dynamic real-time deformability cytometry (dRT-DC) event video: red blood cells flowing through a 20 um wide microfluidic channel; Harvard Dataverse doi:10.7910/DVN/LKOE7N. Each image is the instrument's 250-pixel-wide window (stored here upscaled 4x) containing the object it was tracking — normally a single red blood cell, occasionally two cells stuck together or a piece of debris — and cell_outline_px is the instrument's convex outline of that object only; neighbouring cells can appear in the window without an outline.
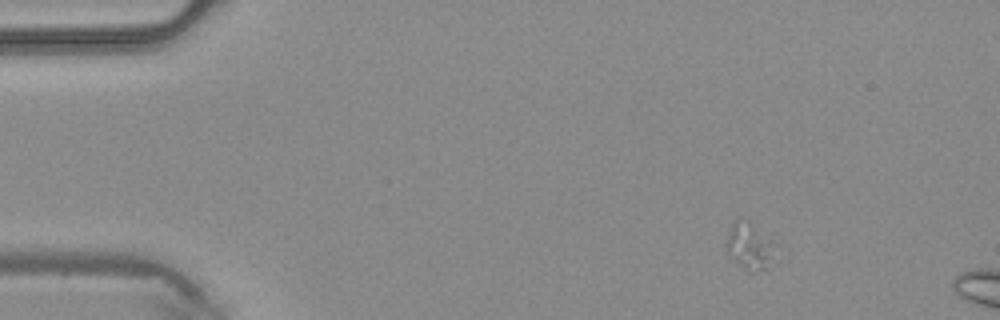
{"species": "common noctule bat (a hibernating species)", "species_latin": "Nyctalus noctula", "temperature_condition": "warm", "stored_images_in_passage": 4, "camera_frame_rate_fps": 3000, "um_per_image_px": 0.085, "animal": {"sex": "male", "body_mass_g": 20.4}, "frame": {"image": 1, "passage_image": 2, "time_ms": 0.333, "image_size_px": [1000, 320], "cell_outline_px": [[780, 244], [772, 264], [764, 268], [752, 272], [744, 272], [728, 256], [724, 244], [732, 220], [748, 220]], "centroid_in_image_um": [63.75, 20.94], "position_along_channel_um": 21.3, "area_um2": 14.45}}